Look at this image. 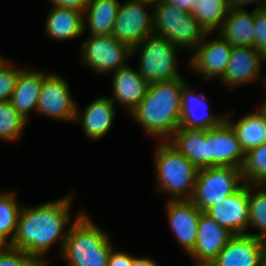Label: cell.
I'll use <instances>...</instances> for the list:
<instances>
[{
    "instance_id": "cell-41",
    "label": "cell",
    "mask_w": 266,
    "mask_h": 266,
    "mask_svg": "<svg viewBox=\"0 0 266 266\" xmlns=\"http://www.w3.org/2000/svg\"><path fill=\"white\" fill-rule=\"evenodd\" d=\"M264 93H266V92H264ZM262 102L263 103L260 104V106L257 107L256 111L259 112L263 117L266 118V96H265V99Z\"/></svg>"
},
{
    "instance_id": "cell-2",
    "label": "cell",
    "mask_w": 266,
    "mask_h": 266,
    "mask_svg": "<svg viewBox=\"0 0 266 266\" xmlns=\"http://www.w3.org/2000/svg\"><path fill=\"white\" fill-rule=\"evenodd\" d=\"M186 84L183 77L149 84L145 97L130 114L132 120L149 136L168 141L179 128L181 91Z\"/></svg>"
},
{
    "instance_id": "cell-7",
    "label": "cell",
    "mask_w": 266,
    "mask_h": 266,
    "mask_svg": "<svg viewBox=\"0 0 266 266\" xmlns=\"http://www.w3.org/2000/svg\"><path fill=\"white\" fill-rule=\"evenodd\" d=\"M244 184L241 168L214 166L198 171L191 201L205 212Z\"/></svg>"
},
{
    "instance_id": "cell-17",
    "label": "cell",
    "mask_w": 266,
    "mask_h": 266,
    "mask_svg": "<svg viewBox=\"0 0 266 266\" xmlns=\"http://www.w3.org/2000/svg\"><path fill=\"white\" fill-rule=\"evenodd\" d=\"M232 236L226 228L219 226L205 212H201L197 240L193 250L188 254L194 266H209Z\"/></svg>"
},
{
    "instance_id": "cell-31",
    "label": "cell",
    "mask_w": 266,
    "mask_h": 266,
    "mask_svg": "<svg viewBox=\"0 0 266 266\" xmlns=\"http://www.w3.org/2000/svg\"><path fill=\"white\" fill-rule=\"evenodd\" d=\"M26 121L9 102H0V139L17 141L26 128Z\"/></svg>"
},
{
    "instance_id": "cell-34",
    "label": "cell",
    "mask_w": 266,
    "mask_h": 266,
    "mask_svg": "<svg viewBox=\"0 0 266 266\" xmlns=\"http://www.w3.org/2000/svg\"><path fill=\"white\" fill-rule=\"evenodd\" d=\"M255 48L266 59V9H254Z\"/></svg>"
},
{
    "instance_id": "cell-33",
    "label": "cell",
    "mask_w": 266,
    "mask_h": 266,
    "mask_svg": "<svg viewBox=\"0 0 266 266\" xmlns=\"http://www.w3.org/2000/svg\"><path fill=\"white\" fill-rule=\"evenodd\" d=\"M0 266H42L24 251L9 248L0 252Z\"/></svg>"
},
{
    "instance_id": "cell-11",
    "label": "cell",
    "mask_w": 266,
    "mask_h": 266,
    "mask_svg": "<svg viewBox=\"0 0 266 266\" xmlns=\"http://www.w3.org/2000/svg\"><path fill=\"white\" fill-rule=\"evenodd\" d=\"M212 33H207L198 46L189 54L190 69L203 76V80H210L217 76L223 78L229 64L233 46L219 34L209 41ZM208 38V39H207Z\"/></svg>"
},
{
    "instance_id": "cell-3",
    "label": "cell",
    "mask_w": 266,
    "mask_h": 266,
    "mask_svg": "<svg viewBox=\"0 0 266 266\" xmlns=\"http://www.w3.org/2000/svg\"><path fill=\"white\" fill-rule=\"evenodd\" d=\"M108 233L80 211L72 220L60 256L70 266H107L113 242Z\"/></svg>"
},
{
    "instance_id": "cell-23",
    "label": "cell",
    "mask_w": 266,
    "mask_h": 266,
    "mask_svg": "<svg viewBox=\"0 0 266 266\" xmlns=\"http://www.w3.org/2000/svg\"><path fill=\"white\" fill-rule=\"evenodd\" d=\"M168 142L199 170L207 168V130L179 127Z\"/></svg>"
},
{
    "instance_id": "cell-38",
    "label": "cell",
    "mask_w": 266,
    "mask_h": 266,
    "mask_svg": "<svg viewBox=\"0 0 266 266\" xmlns=\"http://www.w3.org/2000/svg\"><path fill=\"white\" fill-rule=\"evenodd\" d=\"M179 8L180 10L193 13L196 10L197 0H164Z\"/></svg>"
},
{
    "instance_id": "cell-32",
    "label": "cell",
    "mask_w": 266,
    "mask_h": 266,
    "mask_svg": "<svg viewBox=\"0 0 266 266\" xmlns=\"http://www.w3.org/2000/svg\"><path fill=\"white\" fill-rule=\"evenodd\" d=\"M22 68H17L14 63L0 55V102L10 100Z\"/></svg>"
},
{
    "instance_id": "cell-43",
    "label": "cell",
    "mask_w": 266,
    "mask_h": 266,
    "mask_svg": "<svg viewBox=\"0 0 266 266\" xmlns=\"http://www.w3.org/2000/svg\"><path fill=\"white\" fill-rule=\"evenodd\" d=\"M264 63H266V59H264ZM262 79H265V81L262 80ZM261 80L264 82V85H265L264 90H265V92H266V75L264 76V78H263V76H262Z\"/></svg>"
},
{
    "instance_id": "cell-40",
    "label": "cell",
    "mask_w": 266,
    "mask_h": 266,
    "mask_svg": "<svg viewBox=\"0 0 266 266\" xmlns=\"http://www.w3.org/2000/svg\"><path fill=\"white\" fill-rule=\"evenodd\" d=\"M11 241L0 232V252L11 248Z\"/></svg>"
},
{
    "instance_id": "cell-15",
    "label": "cell",
    "mask_w": 266,
    "mask_h": 266,
    "mask_svg": "<svg viewBox=\"0 0 266 266\" xmlns=\"http://www.w3.org/2000/svg\"><path fill=\"white\" fill-rule=\"evenodd\" d=\"M166 216L177 243L189 254L196 243L201 210L191 200H168Z\"/></svg>"
},
{
    "instance_id": "cell-26",
    "label": "cell",
    "mask_w": 266,
    "mask_h": 266,
    "mask_svg": "<svg viewBox=\"0 0 266 266\" xmlns=\"http://www.w3.org/2000/svg\"><path fill=\"white\" fill-rule=\"evenodd\" d=\"M230 114L226 113V121L236 132L245 153L266 142V118L259 112H248L236 122L232 121Z\"/></svg>"
},
{
    "instance_id": "cell-16",
    "label": "cell",
    "mask_w": 266,
    "mask_h": 266,
    "mask_svg": "<svg viewBox=\"0 0 266 266\" xmlns=\"http://www.w3.org/2000/svg\"><path fill=\"white\" fill-rule=\"evenodd\" d=\"M264 64L262 53L255 47H233L229 64L226 68L221 84L236 88L258 82L261 77V67Z\"/></svg>"
},
{
    "instance_id": "cell-29",
    "label": "cell",
    "mask_w": 266,
    "mask_h": 266,
    "mask_svg": "<svg viewBox=\"0 0 266 266\" xmlns=\"http://www.w3.org/2000/svg\"><path fill=\"white\" fill-rule=\"evenodd\" d=\"M241 174L244 183L266 184V142L245 153Z\"/></svg>"
},
{
    "instance_id": "cell-30",
    "label": "cell",
    "mask_w": 266,
    "mask_h": 266,
    "mask_svg": "<svg viewBox=\"0 0 266 266\" xmlns=\"http://www.w3.org/2000/svg\"><path fill=\"white\" fill-rule=\"evenodd\" d=\"M13 191H0V232L11 242L15 236L18 218L22 209Z\"/></svg>"
},
{
    "instance_id": "cell-24",
    "label": "cell",
    "mask_w": 266,
    "mask_h": 266,
    "mask_svg": "<svg viewBox=\"0 0 266 266\" xmlns=\"http://www.w3.org/2000/svg\"><path fill=\"white\" fill-rule=\"evenodd\" d=\"M216 34L233 47H255L254 9L230 10Z\"/></svg>"
},
{
    "instance_id": "cell-22",
    "label": "cell",
    "mask_w": 266,
    "mask_h": 266,
    "mask_svg": "<svg viewBox=\"0 0 266 266\" xmlns=\"http://www.w3.org/2000/svg\"><path fill=\"white\" fill-rule=\"evenodd\" d=\"M45 32L53 40L66 41L84 34V12L53 6L47 14Z\"/></svg>"
},
{
    "instance_id": "cell-36",
    "label": "cell",
    "mask_w": 266,
    "mask_h": 266,
    "mask_svg": "<svg viewBox=\"0 0 266 266\" xmlns=\"http://www.w3.org/2000/svg\"><path fill=\"white\" fill-rule=\"evenodd\" d=\"M250 4H256L255 10L266 9V0H228L230 10H245V6Z\"/></svg>"
},
{
    "instance_id": "cell-14",
    "label": "cell",
    "mask_w": 266,
    "mask_h": 266,
    "mask_svg": "<svg viewBox=\"0 0 266 266\" xmlns=\"http://www.w3.org/2000/svg\"><path fill=\"white\" fill-rule=\"evenodd\" d=\"M266 241L248 234L233 235L209 266H263Z\"/></svg>"
},
{
    "instance_id": "cell-21",
    "label": "cell",
    "mask_w": 266,
    "mask_h": 266,
    "mask_svg": "<svg viewBox=\"0 0 266 266\" xmlns=\"http://www.w3.org/2000/svg\"><path fill=\"white\" fill-rule=\"evenodd\" d=\"M49 74L50 72L47 73L23 67L18 76L9 102L26 121L29 120V113L31 111H37L38 98L43 81Z\"/></svg>"
},
{
    "instance_id": "cell-19",
    "label": "cell",
    "mask_w": 266,
    "mask_h": 266,
    "mask_svg": "<svg viewBox=\"0 0 266 266\" xmlns=\"http://www.w3.org/2000/svg\"><path fill=\"white\" fill-rule=\"evenodd\" d=\"M208 98L197 93L188 83L181 91V117L179 127L207 130L220 126L226 120V113L214 115L209 112ZM207 103V104H206Z\"/></svg>"
},
{
    "instance_id": "cell-4",
    "label": "cell",
    "mask_w": 266,
    "mask_h": 266,
    "mask_svg": "<svg viewBox=\"0 0 266 266\" xmlns=\"http://www.w3.org/2000/svg\"><path fill=\"white\" fill-rule=\"evenodd\" d=\"M155 148L156 190L168 194V200H191L199 169L168 141Z\"/></svg>"
},
{
    "instance_id": "cell-25",
    "label": "cell",
    "mask_w": 266,
    "mask_h": 266,
    "mask_svg": "<svg viewBox=\"0 0 266 266\" xmlns=\"http://www.w3.org/2000/svg\"><path fill=\"white\" fill-rule=\"evenodd\" d=\"M119 6V0H90L84 11V32L89 28L88 36L111 35Z\"/></svg>"
},
{
    "instance_id": "cell-20",
    "label": "cell",
    "mask_w": 266,
    "mask_h": 266,
    "mask_svg": "<svg viewBox=\"0 0 266 266\" xmlns=\"http://www.w3.org/2000/svg\"><path fill=\"white\" fill-rule=\"evenodd\" d=\"M112 94L109 97L117 107H125L131 114L146 95L149 83L140 75L138 69L130 65L111 73Z\"/></svg>"
},
{
    "instance_id": "cell-37",
    "label": "cell",
    "mask_w": 266,
    "mask_h": 266,
    "mask_svg": "<svg viewBox=\"0 0 266 266\" xmlns=\"http://www.w3.org/2000/svg\"><path fill=\"white\" fill-rule=\"evenodd\" d=\"M53 6L74 8L82 12L89 4L90 0H48Z\"/></svg>"
},
{
    "instance_id": "cell-12",
    "label": "cell",
    "mask_w": 266,
    "mask_h": 266,
    "mask_svg": "<svg viewBox=\"0 0 266 266\" xmlns=\"http://www.w3.org/2000/svg\"><path fill=\"white\" fill-rule=\"evenodd\" d=\"M249 184L209 207L205 213L233 235H244L249 228Z\"/></svg>"
},
{
    "instance_id": "cell-1",
    "label": "cell",
    "mask_w": 266,
    "mask_h": 266,
    "mask_svg": "<svg viewBox=\"0 0 266 266\" xmlns=\"http://www.w3.org/2000/svg\"><path fill=\"white\" fill-rule=\"evenodd\" d=\"M73 197L71 192L60 199L38 206H22L17 230L11 242L12 248L24 251L42 266H46L49 263L46 254L54 244L61 241L58 254L60 256L71 227L69 223L72 220L70 212Z\"/></svg>"
},
{
    "instance_id": "cell-10",
    "label": "cell",
    "mask_w": 266,
    "mask_h": 266,
    "mask_svg": "<svg viewBox=\"0 0 266 266\" xmlns=\"http://www.w3.org/2000/svg\"><path fill=\"white\" fill-rule=\"evenodd\" d=\"M69 85L62 75L50 73L43 81L36 112L52 120L74 123L77 104Z\"/></svg>"
},
{
    "instance_id": "cell-5",
    "label": "cell",
    "mask_w": 266,
    "mask_h": 266,
    "mask_svg": "<svg viewBox=\"0 0 266 266\" xmlns=\"http://www.w3.org/2000/svg\"><path fill=\"white\" fill-rule=\"evenodd\" d=\"M154 33L192 52L207 34L193 14L159 0L153 5Z\"/></svg>"
},
{
    "instance_id": "cell-28",
    "label": "cell",
    "mask_w": 266,
    "mask_h": 266,
    "mask_svg": "<svg viewBox=\"0 0 266 266\" xmlns=\"http://www.w3.org/2000/svg\"><path fill=\"white\" fill-rule=\"evenodd\" d=\"M249 229L255 228L257 233L248 235L266 241V185L249 184Z\"/></svg>"
},
{
    "instance_id": "cell-8",
    "label": "cell",
    "mask_w": 266,
    "mask_h": 266,
    "mask_svg": "<svg viewBox=\"0 0 266 266\" xmlns=\"http://www.w3.org/2000/svg\"><path fill=\"white\" fill-rule=\"evenodd\" d=\"M82 65L95 73L107 74L128 65L132 49L111 35L87 36L80 46Z\"/></svg>"
},
{
    "instance_id": "cell-42",
    "label": "cell",
    "mask_w": 266,
    "mask_h": 266,
    "mask_svg": "<svg viewBox=\"0 0 266 266\" xmlns=\"http://www.w3.org/2000/svg\"><path fill=\"white\" fill-rule=\"evenodd\" d=\"M134 1H140V2H145V3H149L151 5L156 4L159 0H134Z\"/></svg>"
},
{
    "instance_id": "cell-9",
    "label": "cell",
    "mask_w": 266,
    "mask_h": 266,
    "mask_svg": "<svg viewBox=\"0 0 266 266\" xmlns=\"http://www.w3.org/2000/svg\"><path fill=\"white\" fill-rule=\"evenodd\" d=\"M153 33V5L134 0L120 3L112 32L115 39L132 49Z\"/></svg>"
},
{
    "instance_id": "cell-6",
    "label": "cell",
    "mask_w": 266,
    "mask_h": 266,
    "mask_svg": "<svg viewBox=\"0 0 266 266\" xmlns=\"http://www.w3.org/2000/svg\"><path fill=\"white\" fill-rule=\"evenodd\" d=\"M177 50L181 49L167 38L153 33L132 48V56L140 53L138 72L152 84L182 77L177 67Z\"/></svg>"
},
{
    "instance_id": "cell-27",
    "label": "cell",
    "mask_w": 266,
    "mask_h": 266,
    "mask_svg": "<svg viewBox=\"0 0 266 266\" xmlns=\"http://www.w3.org/2000/svg\"><path fill=\"white\" fill-rule=\"evenodd\" d=\"M230 9L228 0H197L192 13L206 33H217Z\"/></svg>"
},
{
    "instance_id": "cell-18",
    "label": "cell",
    "mask_w": 266,
    "mask_h": 266,
    "mask_svg": "<svg viewBox=\"0 0 266 266\" xmlns=\"http://www.w3.org/2000/svg\"><path fill=\"white\" fill-rule=\"evenodd\" d=\"M115 104L108 96L92 100L85 110L76 106L74 123H81V128L91 141L96 142L111 130L116 116ZM81 112V113H80Z\"/></svg>"
},
{
    "instance_id": "cell-35",
    "label": "cell",
    "mask_w": 266,
    "mask_h": 266,
    "mask_svg": "<svg viewBox=\"0 0 266 266\" xmlns=\"http://www.w3.org/2000/svg\"><path fill=\"white\" fill-rule=\"evenodd\" d=\"M133 256L123 251H117L113 247L109 256L107 266H132Z\"/></svg>"
},
{
    "instance_id": "cell-39",
    "label": "cell",
    "mask_w": 266,
    "mask_h": 266,
    "mask_svg": "<svg viewBox=\"0 0 266 266\" xmlns=\"http://www.w3.org/2000/svg\"><path fill=\"white\" fill-rule=\"evenodd\" d=\"M132 266H160L154 259L148 257L133 256Z\"/></svg>"
},
{
    "instance_id": "cell-13",
    "label": "cell",
    "mask_w": 266,
    "mask_h": 266,
    "mask_svg": "<svg viewBox=\"0 0 266 266\" xmlns=\"http://www.w3.org/2000/svg\"><path fill=\"white\" fill-rule=\"evenodd\" d=\"M245 152L232 126L225 120L207 129V168L230 166L241 168Z\"/></svg>"
}]
</instances>
